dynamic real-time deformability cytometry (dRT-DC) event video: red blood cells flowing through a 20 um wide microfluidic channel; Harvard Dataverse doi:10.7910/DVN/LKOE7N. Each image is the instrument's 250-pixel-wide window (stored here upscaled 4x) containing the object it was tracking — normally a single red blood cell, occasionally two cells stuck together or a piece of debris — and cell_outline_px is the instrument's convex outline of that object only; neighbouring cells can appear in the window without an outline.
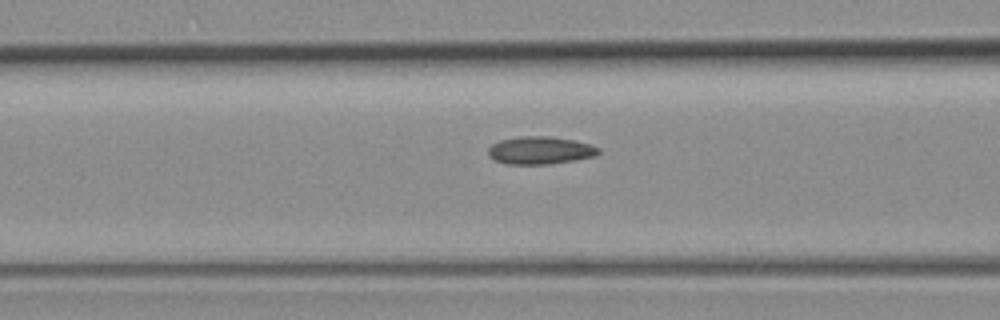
{"species": "common noctule bat (a hibernating species)", "species_latin": "Nyctalus noctula", "temperature_condition": "room temperature", "stored_images_in_passage": 31, "camera_frame_rate_fps": 3000, "um_per_image_px": 0.085, "animal": {"sex": "female", "body_mass_g": 19.3, "forearm_length_mm": 54.1}, "frame": {"image": 1, "passage_image": 10, "time_ms": 3.0, "image_size_px": [1000, 320], "cell_outline_px": [[600, 152], [596, 156], [548, 164], [508, 164], [496, 160], [488, 156], [488, 148], [492, 144], [500, 140], [520, 136], [552, 136], [572, 140], [588, 144], [600, 148]], "centroid_in_image_um": [45.89, 12.77], "position_along_channel_um": 120.7, "area_um2": 17.69}}
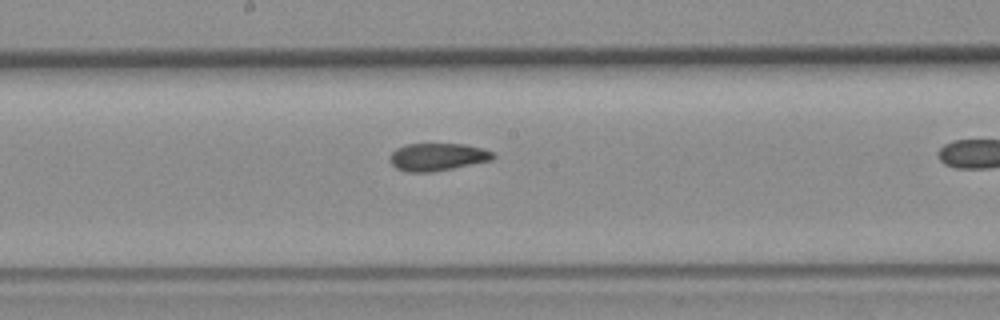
{"frame": {"image": 2, "passage_image": 17, "time_ms": 5.333, "image_size_px": [1000, 320], "cell_outline_px": [[496, 156], [492, 160], [432, 172], [408, 172], [396, 168], [392, 164], [388, 156], [396, 148], [408, 144], [464, 144], [480, 148], [492, 152]], "centroid_in_image_um": [37.15, 13.34], "position_along_channel_um": 211.0, "area_um2": 16.47}}
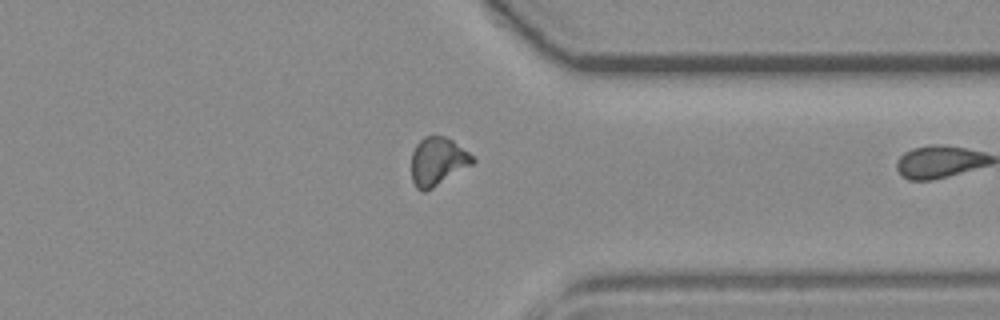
{"frame": {"image": 3, "passage_image": 30, "time_ms": 9.667, "image_size_px": [1000, 320], "cell_outline_px": [[476, 160], [472, 164], [432, 188], [424, 192], [420, 192], [416, 188], [412, 180], [412, 152], [416, 144], [424, 136], [444, 136], [452, 140], [468, 152]], "centroid_in_image_um": [37.17, 13.72], "position_along_channel_um": 374.2, "area_um2": 16.99}}